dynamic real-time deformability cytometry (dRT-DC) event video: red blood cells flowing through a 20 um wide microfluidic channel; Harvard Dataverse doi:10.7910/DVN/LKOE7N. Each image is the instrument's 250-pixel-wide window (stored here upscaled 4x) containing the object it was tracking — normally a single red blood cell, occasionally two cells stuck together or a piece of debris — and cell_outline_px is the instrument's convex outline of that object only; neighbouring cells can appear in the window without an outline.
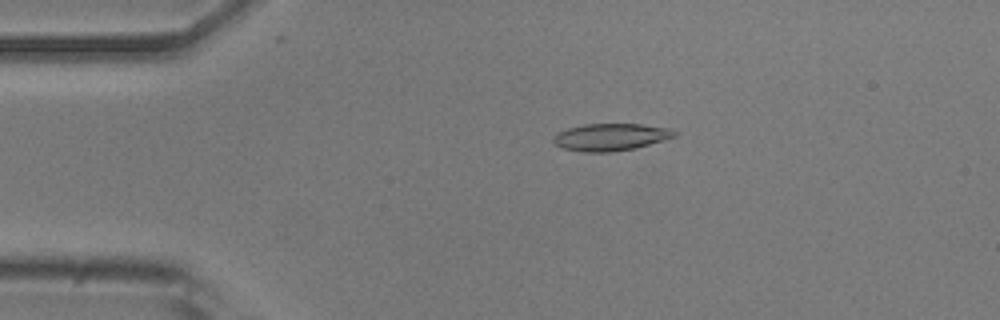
{"species": "common noctule bat (a hibernating species)", "species_latin": "Nyctalus noctula", "temperature_condition": "room temperature", "stored_images_in_passage": 52, "camera_frame_rate_fps": 3000, "um_per_image_px": 0.085, "animal": {"sex": "male", "body_mass_g": 20.5, "forearm_length_mm": 52.5}, "frame": {"image": 1, "passage_image": 10, "time_ms": 3.0, "image_size_px": [1000, 320], "cell_outline_px": [[676, 136], [636, 148], [612, 152], [584, 152], [564, 148], [556, 144], [552, 140], [560, 132], [568, 128], [584, 124], [640, 124], [672, 128], [676, 132]], "centroid_in_image_um": [51.95, 11.65], "position_along_channel_um": 33.1, "area_um2": 19.02}}
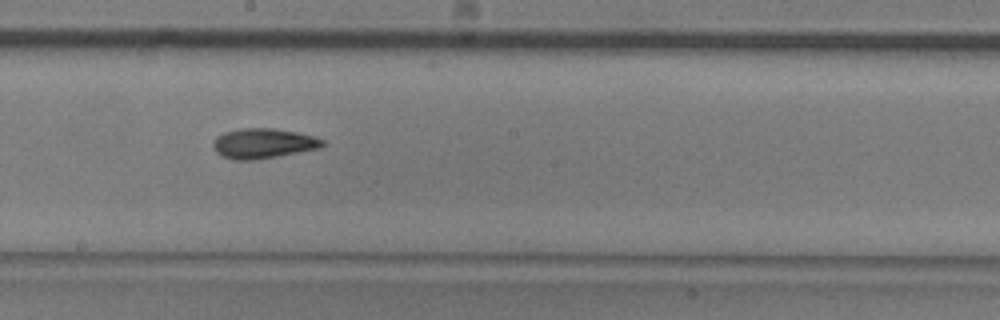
{"frame": {"image": 2, "passage_image": 28, "time_ms": 9.0, "image_size_px": [1000, 320], "cell_outline_px": [[324, 144], [320, 148], [276, 156], [252, 160], [232, 160], [216, 152], [212, 144], [216, 136], [224, 132], [240, 128], [272, 128], [296, 132], [312, 136], [324, 140]], "centroid_in_image_um": [22.34, 12.18], "position_along_channel_um": 225.9, "area_um2": 18.96}}
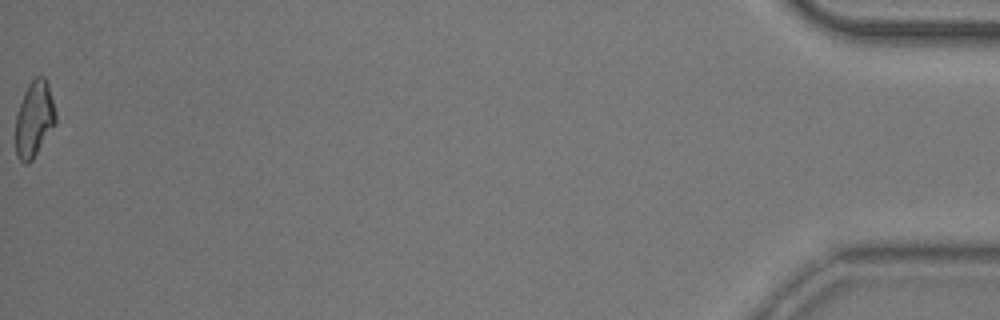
{"frame": {"image": 3, "passage_image": 52, "time_ms": 17.0, "image_size_px": [1000, 320], "cell_outline_px": [[56, 124], [32, 160], [28, 164], [24, 164], [16, 156], [16, 112], [24, 92], [28, 84], [36, 76], [44, 76], [48, 84], [56, 112]], "centroid_in_image_um": [2.91, 10.13], "position_along_channel_um": 432.3, "area_um2": 17.86}, "authors_computed_cell_mechanics": {"area_um2": 18.4671, "velocity_mm_per_s": 3.8647, "shape_relaxation_time_tau1_ms": 6.8197, "shape_relaxation_time_tau2_ms": 3.9015, "deformation_change_tau1": 0.1826, "deformation_change_tau2": 0.103}}